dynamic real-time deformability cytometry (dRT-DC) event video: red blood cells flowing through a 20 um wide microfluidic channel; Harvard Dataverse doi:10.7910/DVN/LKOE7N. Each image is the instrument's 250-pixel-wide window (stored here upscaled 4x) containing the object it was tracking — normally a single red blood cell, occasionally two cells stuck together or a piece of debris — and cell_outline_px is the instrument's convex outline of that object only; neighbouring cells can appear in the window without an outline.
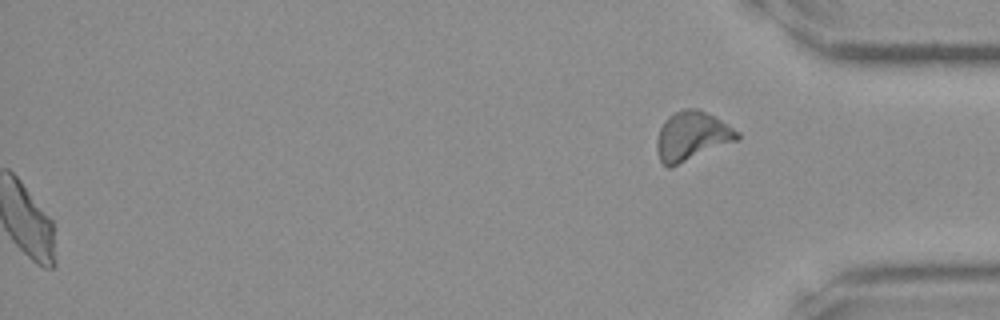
{"species": "Egyptian fruit bat (a non-hibernating species)", "species_latin": "Rousettus aegyptiacus", "temperature_condition": "room temperature", "stored_images_in_passage": 33, "segment_of_instrument_passage": [2, 2], "camera_frame_rate_fps": 3000, "um_per_image_px": 0.085, "frame": {"image": 1, "passage_image": 33, "time_ms": 10.667, "image_size_px": [1000, 320], "cell_outline_px": [[740, 140], [672, 168], [668, 168], [660, 160], [656, 148], [656, 140], [660, 128], [664, 120], [668, 116], [684, 108], [696, 108], [720, 120], [740, 132]], "centroid_in_image_um": [58.81, 11.6], "position_along_channel_um": 376.4, "area_um2": 23.29}}